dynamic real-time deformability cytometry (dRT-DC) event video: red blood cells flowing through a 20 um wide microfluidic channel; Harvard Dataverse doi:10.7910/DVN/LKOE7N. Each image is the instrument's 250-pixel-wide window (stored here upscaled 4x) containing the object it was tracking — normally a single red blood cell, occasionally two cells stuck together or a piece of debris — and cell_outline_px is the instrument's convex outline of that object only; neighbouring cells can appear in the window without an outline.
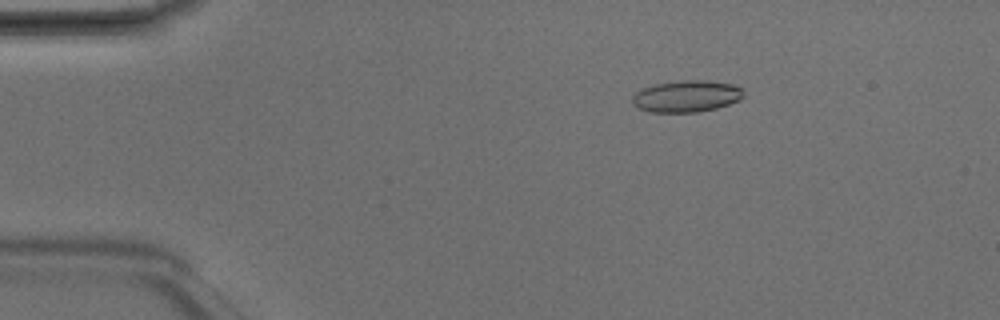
{"species": "Egyptian fruit bat (a non-hibernating species)", "species_latin": "Rousettus aegyptiacus", "temperature_condition": "room temperature", "stored_images_in_passage": 48, "camera_frame_rate_fps": 3000, "um_per_image_px": 0.085, "animal": {"sex": "male"}, "frame": {"image": 1, "passage_image": 8, "time_ms": 2.333, "image_size_px": [1000, 320], "cell_outline_px": [[744, 96], [740, 100], [716, 108], [696, 112], [652, 112], [636, 108], [632, 104], [632, 96], [636, 92], [644, 88], [656, 84], [680, 80], [708, 80], [732, 84], [740, 88], [744, 92]], "centroid_in_image_um": [58.34, 8.18], "position_along_channel_um": 26.7, "area_um2": 20.58}}
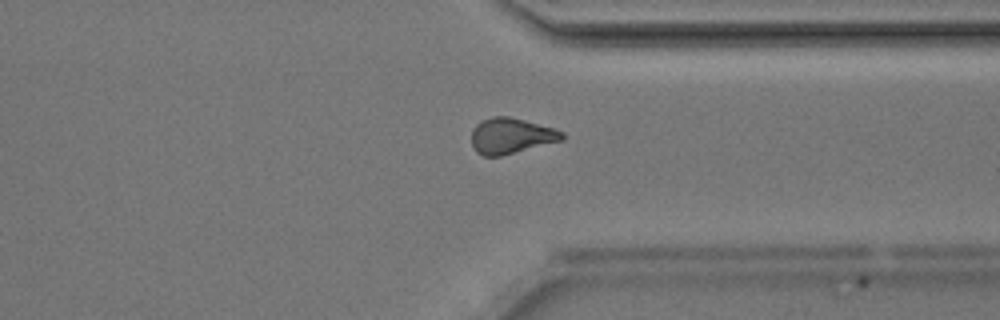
{"frame": {"image": 2, "passage_image": 37, "time_ms": 12.0, "image_size_px": [1000, 320], "cell_outline_px": [[564, 140], [500, 156], [484, 156], [476, 152], [472, 148], [472, 128], [480, 120], [492, 116], [508, 116], [524, 120], [552, 128], [564, 132]], "centroid_in_image_um": [43.41, 11.54], "position_along_channel_um": 368.0, "area_um2": 18.9}}
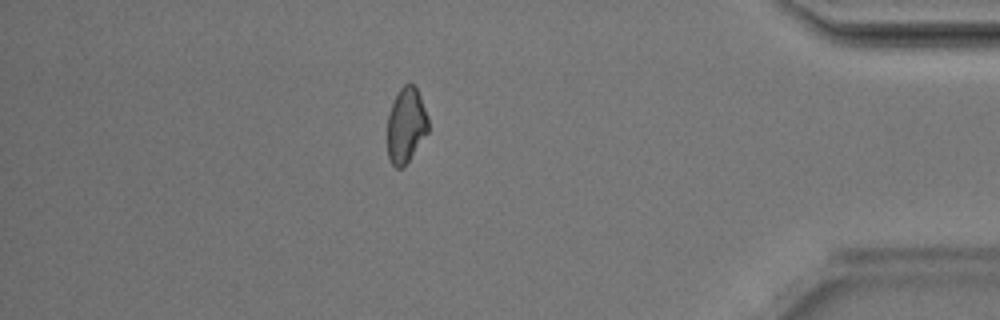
{"frame": {"image": 3, "passage_image": 42, "time_ms": 13.667, "image_size_px": [1000, 320], "cell_outline_px": [[428, 132], [404, 168], [396, 168], [392, 164], [388, 156], [388, 112], [400, 88], [404, 84], [412, 84], [416, 88], [420, 96], [428, 116]], "centroid_in_image_um": [34.52, 10.67], "position_along_channel_um": 400.7, "area_um2": 17.86}, "authors_computed_cell_mechanics": {"area_um2": 19.2763, "velocity_mm_per_s": 4.2073, "shape_relaxation_time_tau1_ms": 10.2385, "shape_relaxation_time_tau2_ms": 2.6644, "deformation_change_tau1": 0.1695, "deformation_change_tau2": 0.0894}}